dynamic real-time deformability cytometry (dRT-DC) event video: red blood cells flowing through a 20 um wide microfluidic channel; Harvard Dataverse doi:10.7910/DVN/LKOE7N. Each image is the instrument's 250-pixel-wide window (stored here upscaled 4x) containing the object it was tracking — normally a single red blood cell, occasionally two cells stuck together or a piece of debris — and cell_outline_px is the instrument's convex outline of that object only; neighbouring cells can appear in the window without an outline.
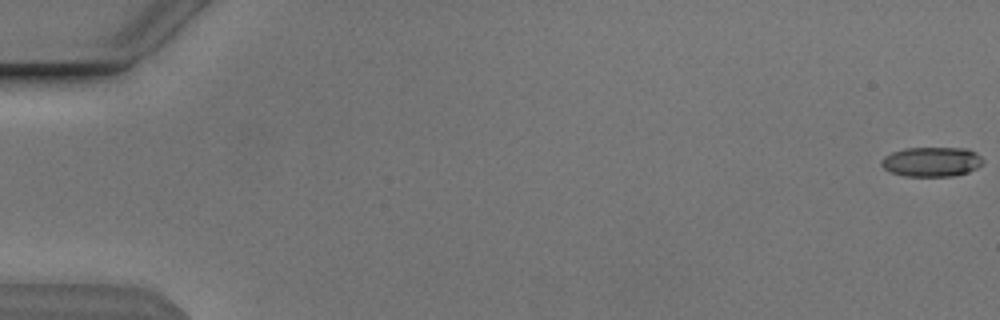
{"species": "Egyptian fruit bat (a non-hibernating species)", "species_latin": "Rousettus aegyptiacus", "temperature_condition": "cold", "stored_images_in_passage": 55, "camera_frame_rate_fps": 3000, "um_per_image_px": 0.085, "animal": {"sex": "male"}, "frame": {"image": 1, "passage_image": 1, "time_ms": 0.0, "image_size_px": [1000, 320], "cell_outline_px": [[984, 160], [976, 168], [968, 172], [952, 176], [904, 176], [892, 172], [884, 168], [880, 164], [880, 160], [884, 156], [892, 152], [904, 148], [968, 148], [976, 152]], "centroid_in_image_um": [79.17, 13.74], "position_along_channel_um": 5.8, "area_um2": 17.57}}
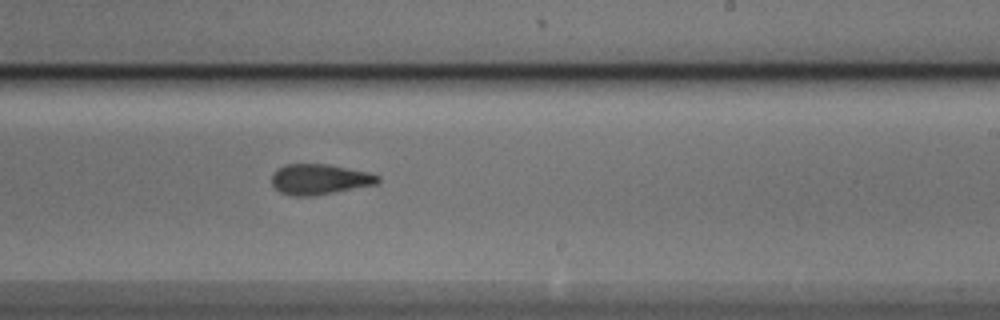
{"frame": {"image": 2, "passage_image": 34, "time_ms": 11.0, "image_size_px": [1000, 320], "cell_outline_px": [[380, 180], [376, 184], [312, 196], [292, 196], [280, 192], [272, 184], [272, 176], [280, 168], [288, 164], [328, 164], [368, 172], [380, 176]], "centroid_in_image_um": [27.18, 15.24], "position_along_channel_um": 261.8, "area_um2": 18.55}}
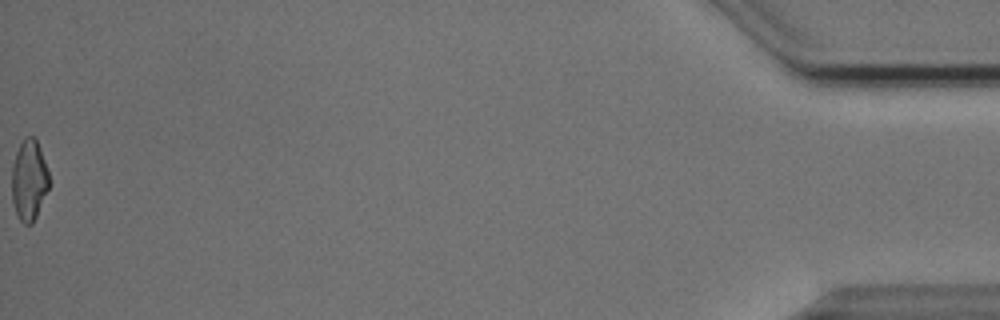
{"frame": {"image": 3, "passage_image": 55, "time_ms": 18.0, "image_size_px": [1000, 320], "cell_outline_px": [[48, 188], [36, 216], [32, 224], [24, 224], [20, 220], [16, 212], [12, 200], [12, 164], [16, 152], [24, 136], [32, 136], [36, 140], [40, 148], [48, 172]], "centroid_in_image_um": [2.45, 15.29], "position_along_channel_um": 432.8, "area_um2": 17.28}, "authors_computed_cell_mechanics": {"area_um2": 18.6116, "velocity_mm_per_s": 3.8536, "shape_relaxation_time_tau1_ms": 4.6503, "shape_relaxation_time_tau2_ms": 2.0692, "deformation_change_tau1": 0.1666, "deformation_change_tau2": 0.1057}}